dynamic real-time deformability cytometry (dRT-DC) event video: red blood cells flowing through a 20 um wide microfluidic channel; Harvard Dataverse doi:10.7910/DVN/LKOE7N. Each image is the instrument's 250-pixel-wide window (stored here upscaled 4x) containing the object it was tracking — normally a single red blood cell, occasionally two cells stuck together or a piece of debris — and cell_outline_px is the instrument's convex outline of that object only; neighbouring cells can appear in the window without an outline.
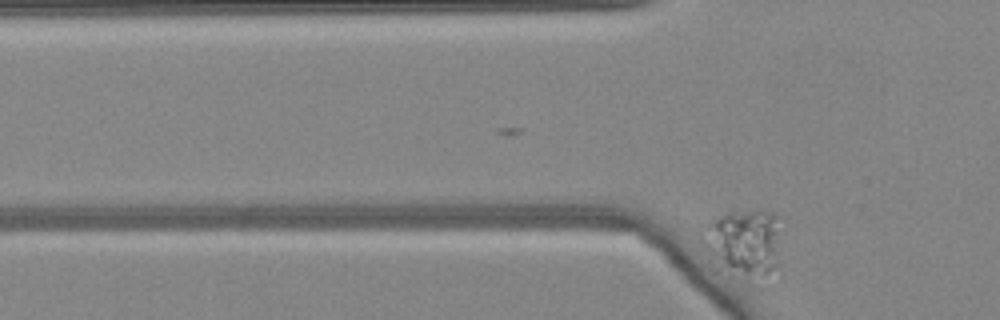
{"species": "common noctule bat (a hibernating species)", "species_latin": "Nyctalus noctula", "temperature_condition": "warm", "stored_images_in_passage": 2, "camera_frame_rate_fps": 3000, "um_per_image_px": 0.085, "animal": {"sex": "female", "body_mass_g": 24.6, "forearm_length_mm": 56.2}, "frame": {"image": 1, "passage_image": 2, "time_ms": 0.333, "image_size_px": [1000, 320], "cell_outline_px": [[780, 216], [776, 264], [772, 276], [748, 276], [712, 272], [704, 244], [708, 224], [720, 216], [728, 212], [772, 212]], "centroid_in_image_um": [63.19, 20.7], "position_along_channel_um": 62.6, "area_um2": 30.81}}